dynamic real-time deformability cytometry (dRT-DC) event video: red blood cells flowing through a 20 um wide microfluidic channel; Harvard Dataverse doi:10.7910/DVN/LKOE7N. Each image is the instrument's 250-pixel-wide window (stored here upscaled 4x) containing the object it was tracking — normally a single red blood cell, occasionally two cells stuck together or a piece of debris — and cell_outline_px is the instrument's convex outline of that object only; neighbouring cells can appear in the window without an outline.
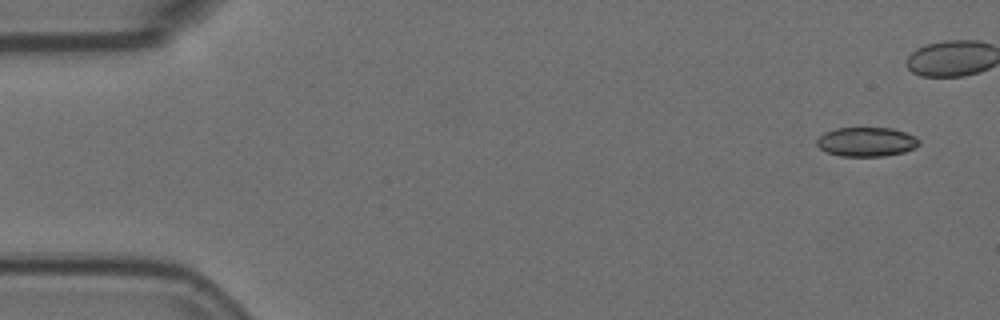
{"species": "Egyptian fruit bat (a non-hibernating species)", "species_latin": "Rousettus aegyptiacus", "temperature_condition": "room temperature", "stored_images_in_passage": 3, "segment_of_instrument_passage": [2, 2], "camera_frame_rate_fps": 3000, "um_per_image_px": 0.085, "animal": {"sex": "female"}, "frame": {"image": 1, "passage_image": 3, "time_ms": 0.667, "image_size_px": [1000, 320], "cell_outline_px": [[920, 144], [916, 148], [904, 152], [884, 156], [840, 156], [828, 152], [820, 148], [816, 144], [816, 140], [824, 132], [836, 128], [892, 128], [916, 136], [920, 140]], "centroid_in_image_um": [73.67, 12.05], "position_along_channel_um": 11.3, "area_um2": 17.51}}